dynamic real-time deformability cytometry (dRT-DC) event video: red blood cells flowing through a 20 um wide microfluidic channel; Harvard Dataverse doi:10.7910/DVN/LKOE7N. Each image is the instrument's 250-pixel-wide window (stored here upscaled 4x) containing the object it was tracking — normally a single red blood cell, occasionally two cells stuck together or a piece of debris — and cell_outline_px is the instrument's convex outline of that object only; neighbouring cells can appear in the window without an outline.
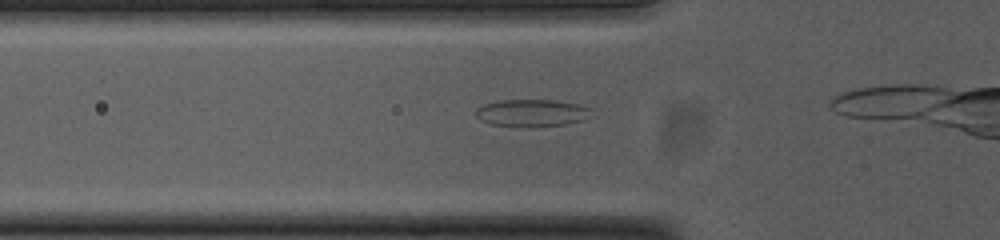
{"species": "common noctule bat (a hibernating species)", "species_latin": "Nyctalus noctula", "temperature_condition": "cold", "stored_images_in_passage": 34, "segment_of_instrument_passage": [1, 2], "camera_frame_rate_fps": 3000, "um_per_image_px": 0.085, "animal": {"sex": "female", "body_mass_g": 23.0, "forearm_length_mm": 53.4}, "frame": {"image": 1, "passage_image": 10, "time_ms": 3.0, "image_size_px": [1000, 240], "cell_outline_px": [[592, 108], [584, 120], [564, 124], [532, 128], [492, 124], [480, 120], [476, 116], [476, 108], [484, 104], [500, 100], [552, 100], [576, 104]], "centroid_in_image_um": [45.16, 9.61], "position_along_channel_um": 80.6, "area_um2": 18.32}}
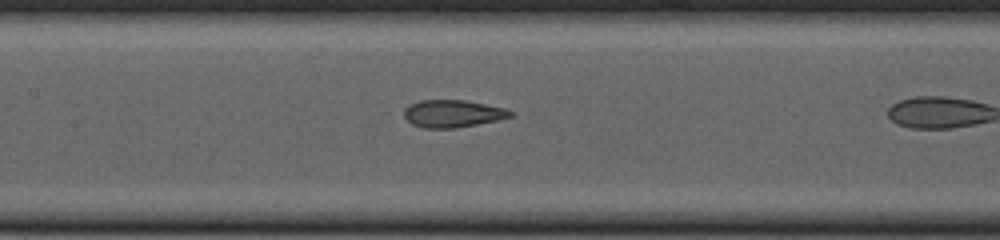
{"frame": {"image": 2, "passage_image": 17, "time_ms": 5.333, "image_size_px": [1000, 240], "cell_outline_px": [[516, 112], [512, 116], [500, 120], [452, 128], [424, 128], [412, 124], [404, 116], [404, 108], [408, 104], [420, 100], [464, 100], [504, 108]], "centroid_in_image_um": [38.48, 9.65], "position_along_channel_um": 168.9, "area_um2": 16.99}}
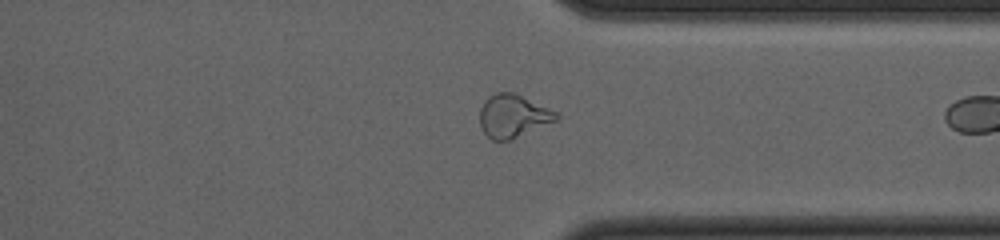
{"frame": {"image": 3, "passage_image": 33, "time_ms": 10.667, "image_size_px": [1000, 240], "cell_outline_px": [[560, 116], [556, 120], [508, 140], [492, 140], [484, 132], [480, 124], [480, 108], [484, 100], [488, 96], [496, 92], [512, 92], [556, 112]], "centroid_in_image_um": [43.55, 9.84], "position_along_channel_um": 367.8, "area_um2": 18.61}}